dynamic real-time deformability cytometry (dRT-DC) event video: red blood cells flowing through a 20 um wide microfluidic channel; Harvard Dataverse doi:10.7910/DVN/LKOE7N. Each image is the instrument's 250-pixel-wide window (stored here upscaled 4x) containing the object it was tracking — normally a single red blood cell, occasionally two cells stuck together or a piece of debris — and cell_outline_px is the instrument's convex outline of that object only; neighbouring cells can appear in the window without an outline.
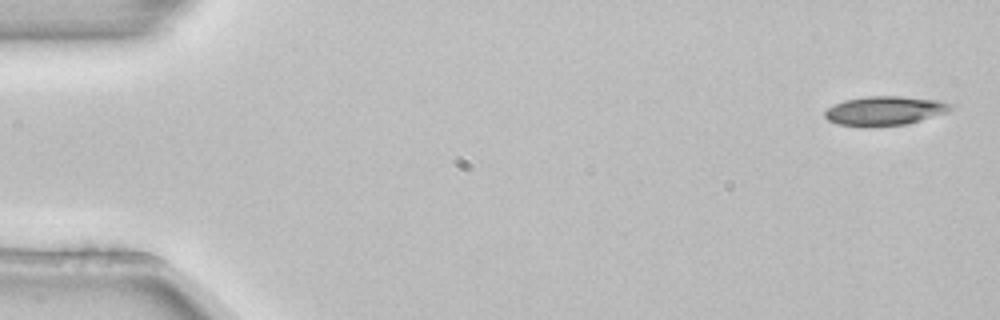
{"species": "common noctule bat (a hibernating species)", "species_latin": "Nyctalus noctula", "temperature_condition": "room temperature", "stored_images_in_passage": 5, "camera_frame_rate_fps": 3000, "um_per_image_px": 0.085, "animal": {"sex": "female", "body_mass_g": 22.7, "forearm_length_mm": 54.2}, "frame": {"image": 1, "passage_image": 1, "time_ms": 0.0, "image_size_px": [1000, 320], "cell_outline_px": [[956, 104], [948, 112], [908, 124], [868, 128], [864, 128], [836, 124], [828, 120], [824, 116], [824, 112], [828, 108], [844, 100], [864, 96], [900, 96], [940, 100]], "centroid_in_image_um": [75.21, 9.43], "position_along_channel_um": 9.8, "area_um2": 21.96}}
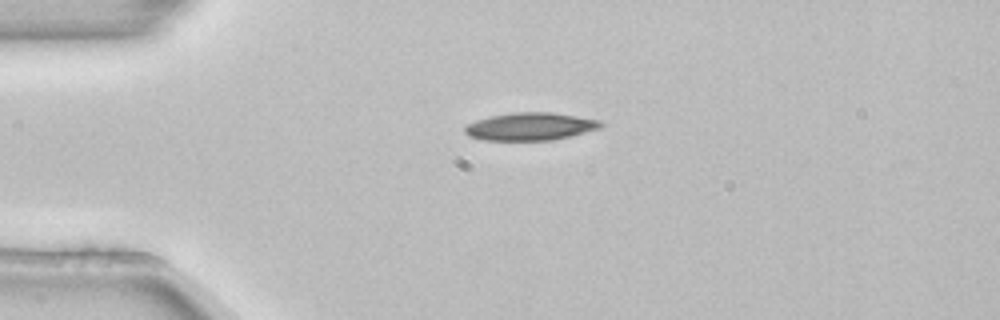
{"frame": {"image": 2, "passage_image": 4, "time_ms": 1.0, "image_size_px": [1000, 320], "cell_outline_px": [[604, 124], [600, 128], [552, 140], [484, 140], [468, 136], [464, 132], [464, 124], [488, 116], [512, 112], [552, 112], [604, 120]], "centroid_in_image_um": [45.05, 10.73], "position_along_channel_um": 39.9, "area_um2": 22.2}}
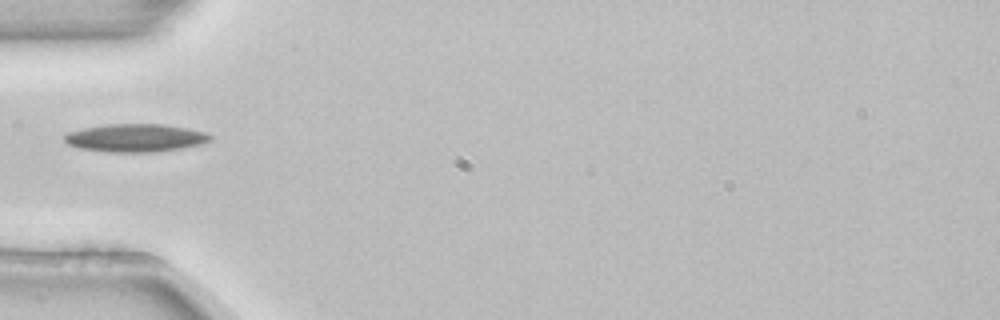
{"frame": {"image": 3, "passage_image": 5, "time_ms": 1.333, "image_size_px": [1000, 320], "cell_outline_px": [[212, 140], [200, 144], [180, 148], [156, 152], [108, 152], [80, 148], [68, 144], [64, 140], [64, 136], [68, 132], [84, 128], [108, 124], [164, 124], [188, 128], [204, 132], [212, 136]], "centroid_in_image_um": [11.52, 11.72], "position_along_channel_um": 73.5, "area_um2": 23.7}}